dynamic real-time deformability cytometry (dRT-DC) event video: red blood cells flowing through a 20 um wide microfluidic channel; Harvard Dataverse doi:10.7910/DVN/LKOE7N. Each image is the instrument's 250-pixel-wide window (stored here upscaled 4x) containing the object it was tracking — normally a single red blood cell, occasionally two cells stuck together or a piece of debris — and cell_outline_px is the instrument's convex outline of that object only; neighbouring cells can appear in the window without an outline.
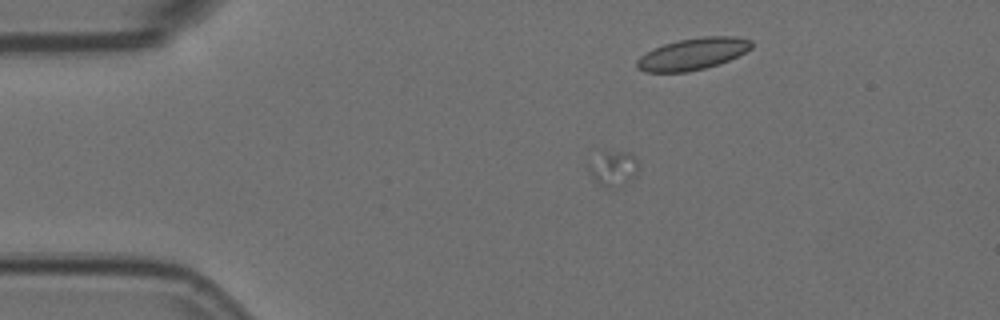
{"species": "Egyptian fruit bat (a non-hibernating species)", "species_latin": "Rousettus aegyptiacus", "temperature_condition": "room temperature", "stored_images_in_passage": 6, "camera_frame_rate_fps": 3000, "um_per_image_px": 0.085, "animal": {"sex": "female"}, "frame": {"image": 1, "passage_image": 2, "time_ms": 0.333, "image_size_px": [1000, 320], "cell_outline_px": [[636, 168], [632, 180], [620, 188], [604, 188], [592, 180], [588, 168], [588, 164], [604, 152], [624, 152], [632, 156], [636, 160]], "centroid_in_image_um": [52.08, 14.41], "position_along_channel_um": 32.9, "area_um2": 10.0}}